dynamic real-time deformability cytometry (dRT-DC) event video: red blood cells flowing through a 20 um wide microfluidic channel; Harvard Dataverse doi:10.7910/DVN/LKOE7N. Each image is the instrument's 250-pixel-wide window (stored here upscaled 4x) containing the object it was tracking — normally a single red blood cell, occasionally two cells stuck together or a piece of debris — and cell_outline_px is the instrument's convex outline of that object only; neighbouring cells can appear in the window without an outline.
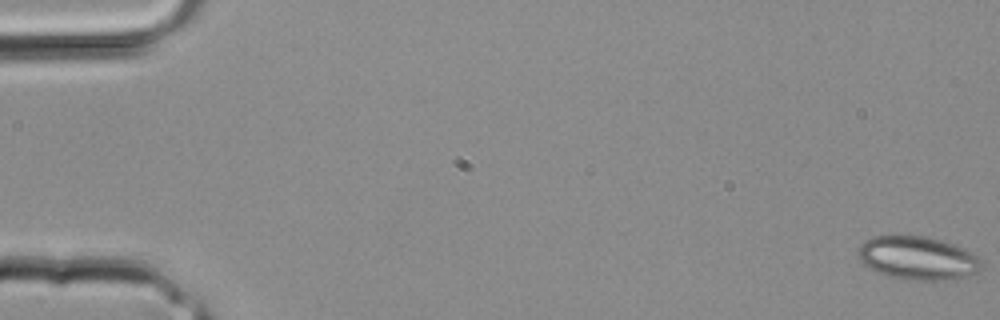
{"species": "common noctule bat (a hibernating species)", "species_latin": "Nyctalus noctula", "temperature_condition": "room temperature", "stored_images_in_passage": 36, "camera_frame_rate_fps": 3000, "um_per_image_px": 0.085, "animal": {"sex": "male", "body_mass_g": 20.4}, "frame": {"image": 1, "passage_image": 1, "time_ms": 0.0, "image_size_px": [1000, 320], "cell_outline_px": [[984, 268], [976, 272], [952, 280], [912, 280], [888, 276], [876, 272], [868, 268], [856, 256], [856, 252], [860, 244], [864, 240], [872, 236], [892, 232], [924, 236], [940, 240], [964, 248], [972, 252], [984, 264]], "centroid_in_image_um": [77.93, 21.89], "position_along_channel_um": 7.1, "area_um2": 32.19}}
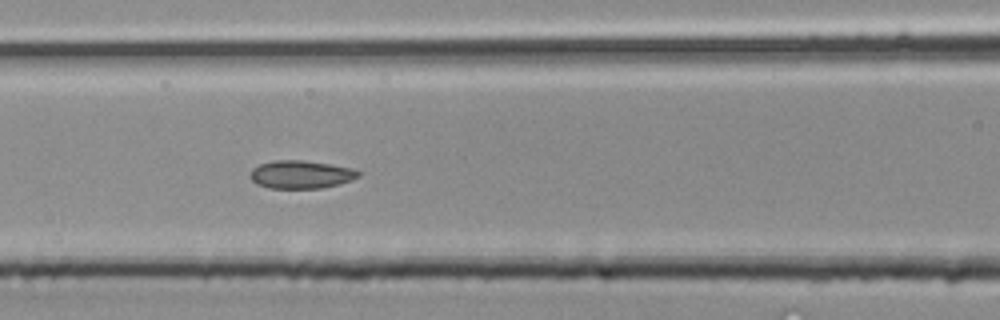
{"frame": {"image": 2, "passage_image": 16, "time_ms": 5.0, "image_size_px": [1000, 320], "cell_outline_px": [[360, 176], [352, 180], [340, 184], [320, 188], [268, 188], [256, 184], [252, 180], [252, 168], [260, 164], [272, 160], [304, 160], [352, 168], [360, 172]], "centroid_in_image_um": [25.59, 14.83], "position_along_channel_um": 141.0, "area_um2": 17.63}}
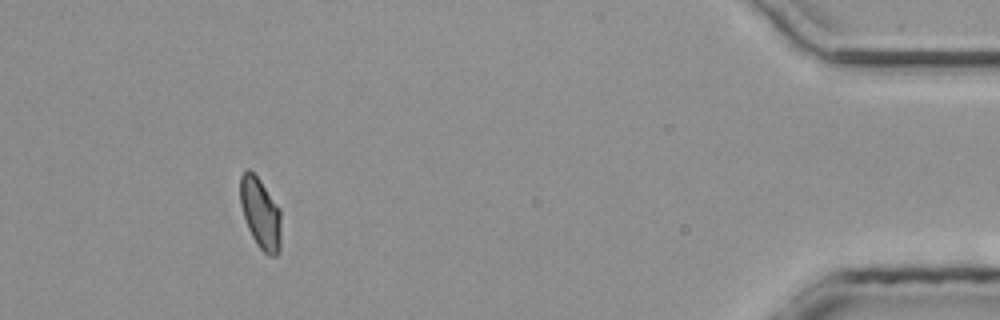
{"frame": {"image": 3, "passage_image": 33, "time_ms": 10.667, "image_size_px": [1000, 320], "cell_outline_px": [[280, 252], [276, 256], [268, 256], [256, 244], [248, 228], [240, 204], [240, 176], [248, 168], [260, 180], [280, 208]], "centroid_in_image_um": [22.14, 18.15], "position_along_channel_um": 413.1, "area_um2": 16.88}}